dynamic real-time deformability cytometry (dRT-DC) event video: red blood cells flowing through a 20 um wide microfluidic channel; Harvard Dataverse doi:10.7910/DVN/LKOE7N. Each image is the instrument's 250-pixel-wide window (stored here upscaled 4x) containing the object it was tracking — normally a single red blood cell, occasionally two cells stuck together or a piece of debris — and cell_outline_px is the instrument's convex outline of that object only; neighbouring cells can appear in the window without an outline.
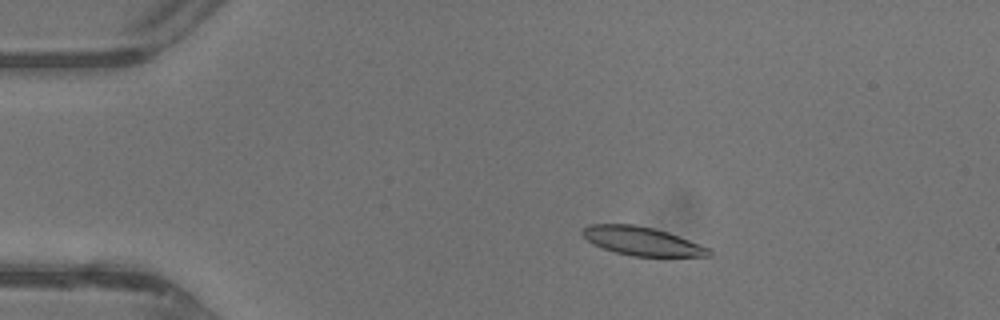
{"species": "common noctule bat (a hibernating species)", "species_latin": "Nyctalus noctula", "temperature_condition": "warm", "stored_images_in_passage": 44, "camera_frame_rate_fps": 3000, "um_per_image_px": 0.085, "animal": {"sex": "male", "body_mass_g": 13.3}, "frame": {"image": 1, "passage_image": 8, "time_ms": 2.333, "image_size_px": [1000, 320], "cell_outline_px": [[712, 256], [632, 256], [616, 252], [592, 244], [580, 232], [588, 224], [636, 224], [668, 232], [712, 248]], "centroid_in_image_um": [54.6, 20.49], "position_along_channel_um": 30.4, "area_um2": 21.1}}
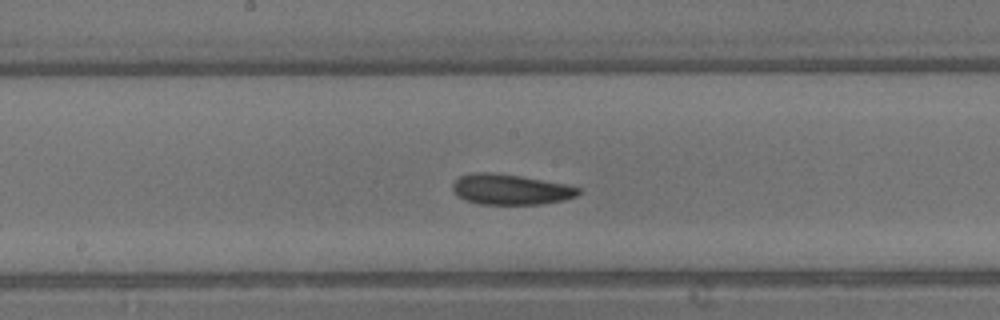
{"frame": {"image": 2, "passage_image": 23, "time_ms": 7.333, "image_size_px": [1000, 320], "cell_outline_px": [[580, 192], [576, 196], [564, 200], [544, 204], [476, 204], [464, 200], [452, 192], [452, 184], [460, 176], [476, 172], [492, 172], [520, 176], [564, 184], [580, 188]], "centroid_in_image_um": [43.35, 16.11], "position_along_channel_um": 204.8, "area_um2": 22.37}}
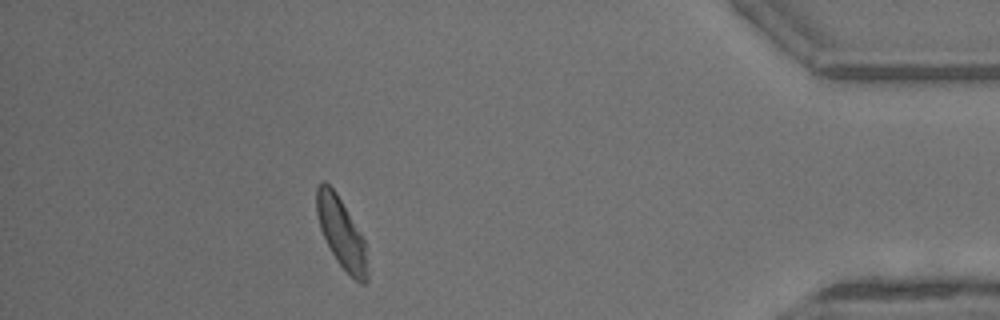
{"frame": {"image": 3, "passage_image": 39, "time_ms": 12.667, "image_size_px": [1000, 320], "cell_outline_px": [[368, 280], [364, 284], [360, 284], [336, 260], [320, 228], [316, 212], [316, 188], [324, 180], [336, 192], [364, 240], [368, 276]], "centroid_in_image_um": [29.0, 19.8], "position_along_channel_um": 406.2, "area_um2": 20.17}, "authors_computed_cell_mechanics": {"area_um2": 21.8484, "velocity_mm_per_s": 4.7247, "shape_relaxation_time_tau1_ms": 3.5209, "shape_relaxation_time_tau2_ms": 3.8367, "deformation_change_tau1": 0.1139, "deformation_change_tau2": 0.1334}}